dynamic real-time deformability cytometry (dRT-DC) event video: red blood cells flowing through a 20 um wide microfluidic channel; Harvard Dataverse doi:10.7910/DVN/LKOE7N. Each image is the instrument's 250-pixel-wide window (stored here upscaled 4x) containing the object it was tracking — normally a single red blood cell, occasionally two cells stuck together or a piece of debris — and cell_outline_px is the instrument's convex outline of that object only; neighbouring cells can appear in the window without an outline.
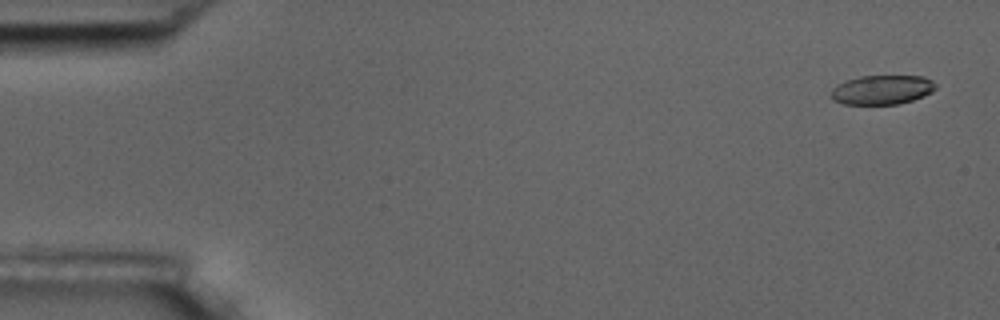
{"species": "common noctule bat (a hibernating species)", "species_latin": "Nyctalus noctula", "temperature_condition": "room temperature", "stored_images_in_passage": 11, "camera_frame_rate_fps": 3000, "um_per_image_px": 0.085, "animal": {"sex": "male", "body_mass_g": 17.5, "forearm_length_mm": 52.3}, "frame": {"image": 1, "passage_image": 1, "time_ms": 0.0, "image_size_px": [1000, 320], "cell_outline_px": [[936, 88], [932, 92], [924, 96], [900, 104], [844, 104], [832, 100], [832, 88], [848, 80], [860, 76], [924, 76], [932, 80], [936, 84]], "centroid_in_image_um": [75.01, 7.63], "position_along_channel_um": 10.0, "area_um2": 17.8}}
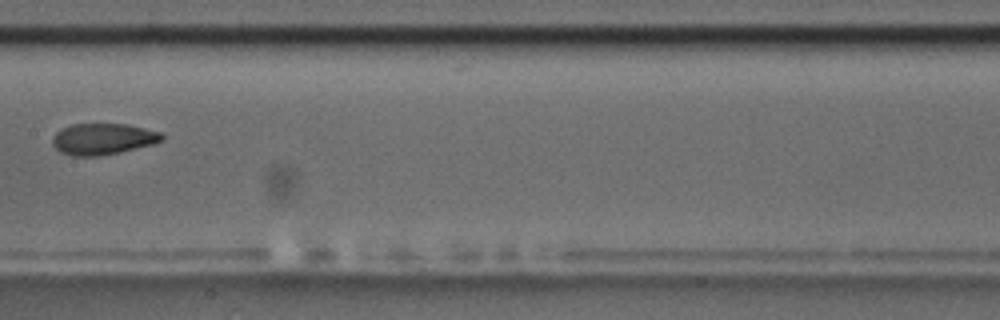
{"frame": {"image": 2, "passage_image": 8, "time_ms": 9.0, "image_size_px": [1000, 320], "cell_outline_px": [[164, 140], [152, 144], [120, 152], [100, 156], [72, 156], [60, 152], [52, 144], [52, 136], [56, 132], [72, 124], [124, 124], [144, 128], [160, 132], [164, 136]], "centroid_in_image_um": [8.73, 11.82], "position_along_channel_um": 198.7, "area_um2": 19.88}}
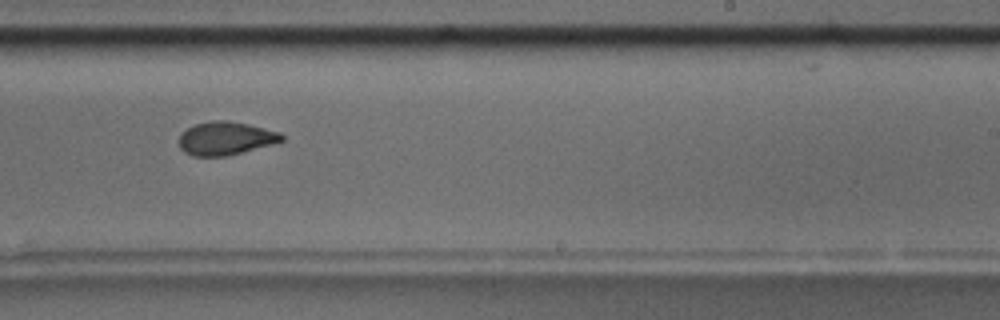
{"frame": {"image": 3, "passage_image": 10, "time_ms": 11.0, "image_size_px": [1000, 320], "cell_outline_px": [[284, 140], [272, 144], [228, 156], [192, 156], [184, 152], [180, 148], [180, 132], [196, 124], [212, 120], [228, 120], [248, 124], [280, 132], [284, 136]], "centroid_in_image_um": [19.17, 11.76], "position_along_channel_um": 269.8, "area_um2": 19.94}}